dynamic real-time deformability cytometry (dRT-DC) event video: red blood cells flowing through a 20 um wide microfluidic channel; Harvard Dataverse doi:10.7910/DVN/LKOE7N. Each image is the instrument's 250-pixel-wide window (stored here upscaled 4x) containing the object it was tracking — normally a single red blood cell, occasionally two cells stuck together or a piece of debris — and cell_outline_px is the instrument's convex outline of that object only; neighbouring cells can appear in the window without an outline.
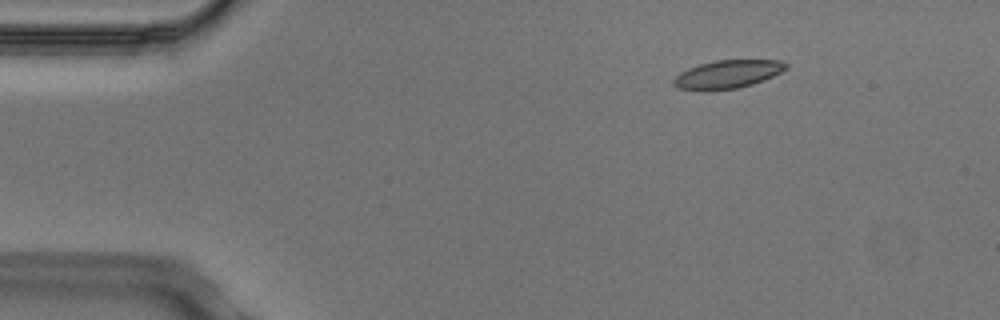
{"species": "Egyptian fruit bat (a non-hibernating species)", "species_latin": "Rousettus aegyptiacus", "temperature_condition": "cold", "stored_images_in_passage": 4, "camera_frame_rate_fps": 3000, "um_per_image_px": 0.085, "animal": {"sex": "male"}, "frame": {"image": 1, "passage_image": 2, "time_ms": 0.333, "image_size_px": [1000, 320], "cell_outline_px": [[788, 68], [764, 80], [752, 84], [736, 88], [712, 92], [700, 92], [676, 88], [672, 84], [672, 80], [680, 72], [688, 68], [700, 64], [716, 60], [780, 60], [788, 64]], "centroid_in_image_um": [61.78, 6.34], "position_along_channel_um": 23.2, "area_um2": 18.9}}